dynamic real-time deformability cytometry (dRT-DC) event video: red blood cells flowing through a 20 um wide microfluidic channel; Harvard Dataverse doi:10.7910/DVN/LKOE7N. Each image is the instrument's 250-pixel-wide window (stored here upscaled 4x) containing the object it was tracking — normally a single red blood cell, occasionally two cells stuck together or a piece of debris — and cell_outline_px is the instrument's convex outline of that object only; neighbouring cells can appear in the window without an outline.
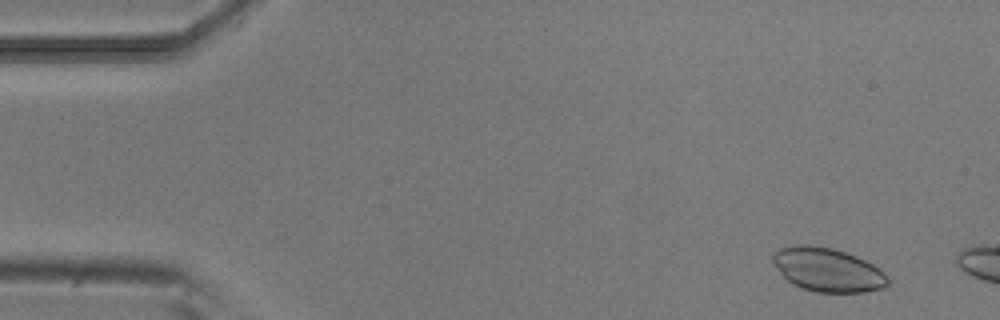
{"species": "common noctule bat (a hibernating species)", "species_latin": "Nyctalus noctula", "temperature_condition": "room temperature", "stored_images_in_passage": 9, "camera_frame_rate_fps": 3000, "um_per_image_px": 0.085, "animal": {"sex": "male", "body_mass_g": 20.5, "forearm_length_mm": 52.5}, "frame": {"image": 1, "passage_image": 2, "time_ms": 0.333, "image_size_px": [1000, 320], "cell_outline_px": [[888, 284], [884, 288], [864, 292], [816, 292], [792, 284], [780, 272], [772, 260], [772, 256], [780, 248], [800, 244], [832, 248], [856, 256], [880, 268], [888, 276]], "centroid_in_image_um": [70.38, 22.94], "position_along_channel_um": 14.6, "area_um2": 29.02}}